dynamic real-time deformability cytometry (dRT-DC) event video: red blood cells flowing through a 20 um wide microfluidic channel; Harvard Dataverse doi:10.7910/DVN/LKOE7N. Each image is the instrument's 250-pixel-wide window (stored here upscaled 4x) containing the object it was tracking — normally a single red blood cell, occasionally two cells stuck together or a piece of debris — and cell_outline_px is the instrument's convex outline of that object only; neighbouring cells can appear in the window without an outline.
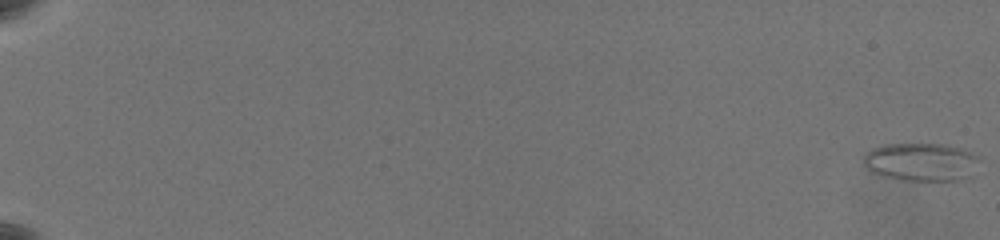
{"species": "common noctule bat (a hibernating species)", "species_latin": "Nyctalus noctula", "temperature_condition": "warm", "stored_images_in_passage": 64, "camera_frame_rate_fps": 3000, "um_per_image_px": 0.085, "animal": {"sex": "female", "body_mass_g": 19.5, "forearm_length_mm": 54.1}, "frame": {"image": 1, "passage_image": 1, "time_ms": 0.0, "image_size_px": [1000, 240], "cell_outline_px": [[980, 156], [956, 180], [904, 180], [884, 176], [872, 172], [864, 164], [864, 152], [872, 148], [888, 144], [944, 144], [960, 148]], "centroid_in_image_um": [78.13, 13.73], "position_along_channel_um": 6.9, "area_um2": 24.62}}
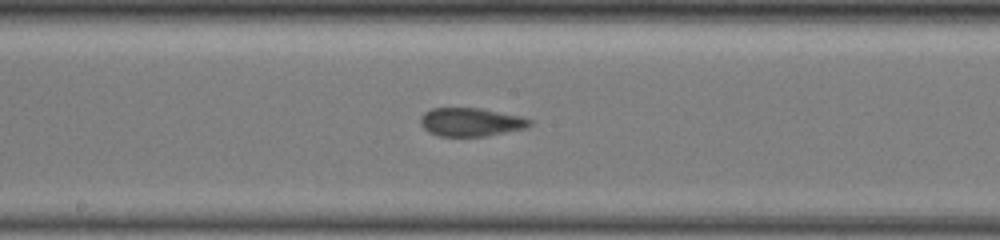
{"frame": {"image": 2, "passage_image": 39, "time_ms": 12.667, "image_size_px": [1000, 240], "cell_outline_px": [[532, 124], [524, 128], [484, 136], [440, 136], [428, 132], [420, 124], [420, 116], [424, 112], [432, 108], [480, 108], [520, 116], [532, 120]], "centroid_in_image_um": [39.98, 10.37], "position_along_channel_um": 208.2, "area_um2": 17.98}}
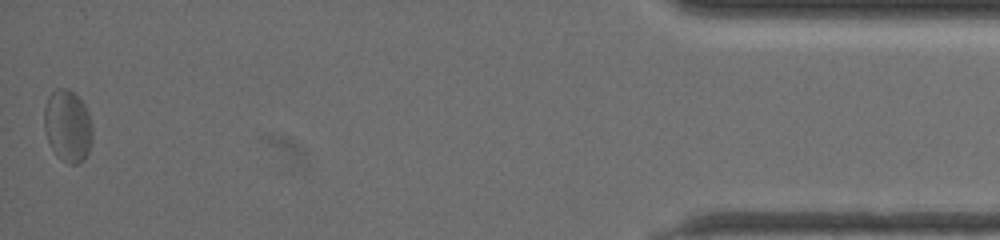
{"frame": {"image": 3, "passage_image": 64, "time_ms": 21.0, "image_size_px": [1000, 240], "cell_outline_px": [[92, 140], [88, 152], [84, 160], [76, 164], [68, 164], [56, 156], [44, 132], [44, 108], [48, 96], [56, 88], [68, 88], [84, 104], [88, 112], [92, 124]], "centroid_in_image_um": [5.75, 10.71], "position_along_channel_um": 429.5, "area_um2": 20.4}, "authors_computed_cell_mechanics": {"area_um2": 18.6694, "velocity_mm_per_s": 3.5325, "shape_relaxation_time_tau1_ms": null, "shape_relaxation_time_tau2_ms": 1.2941, "deformation_change_tau1": null, "deformation_change_tau2": 0.0638}}